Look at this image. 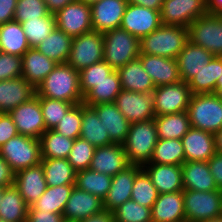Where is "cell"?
<instances>
[{
	"mask_svg": "<svg viewBox=\"0 0 222 222\" xmlns=\"http://www.w3.org/2000/svg\"><path fill=\"white\" fill-rule=\"evenodd\" d=\"M36 96L62 100L74 105L83 103L79 72L67 63L57 64L36 88Z\"/></svg>",
	"mask_w": 222,
	"mask_h": 222,
	"instance_id": "cell-1",
	"label": "cell"
},
{
	"mask_svg": "<svg viewBox=\"0 0 222 222\" xmlns=\"http://www.w3.org/2000/svg\"><path fill=\"white\" fill-rule=\"evenodd\" d=\"M187 41V27L162 24L158 29L140 39V54L177 59Z\"/></svg>",
	"mask_w": 222,
	"mask_h": 222,
	"instance_id": "cell-2",
	"label": "cell"
},
{
	"mask_svg": "<svg viewBox=\"0 0 222 222\" xmlns=\"http://www.w3.org/2000/svg\"><path fill=\"white\" fill-rule=\"evenodd\" d=\"M157 142L158 134L154 119L131 123L123 143L129 163L139 166L149 163Z\"/></svg>",
	"mask_w": 222,
	"mask_h": 222,
	"instance_id": "cell-3",
	"label": "cell"
},
{
	"mask_svg": "<svg viewBox=\"0 0 222 222\" xmlns=\"http://www.w3.org/2000/svg\"><path fill=\"white\" fill-rule=\"evenodd\" d=\"M187 112L192 128L213 134L222 128V99L215 93L192 94Z\"/></svg>",
	"mask_w": 222,
	"mask_h": 222,
	"instance_id": "cell-4",
	"label": "cell"
},
{
	"mask_svg": "<svg viewBox=\"0 0 222 222\" xmlns=\"http://www.w3.org/2000/svg\"><path fill=\"white\" fill-rule=\"evenodd\" d=\"M103 34V61L118 69L139 57V39L122 28H115Z\"/></svg>",
	"mask_w": 222,
	"mask_h": 222,
	"instance_id": "cell-5",
	"label": "cell"
},
{
	"mask_svg": "<svg viewBox=\"0 0 222 222\" xmlns=\"http://www.w3.org/2000/svg\"><path fill=\"white\" fill-rule=\"evenodd\" d=\"M0 155L15 173L41 163L40 140L18 134L0 146Z\"/></svg>",
	"mask_w": 222,
	"mask_h": 222,
	"instance_id": "cell-6",
	"label": "cell"
},
{
	"mask_svg": "<svg viewBox=\"0 0 222 222\" xmlns=\"http://www.w3.org/2000/svg\"><path fill=\"white\" fill-rule=\"evenodd\" d=\"M186 221L201 222L222 216V191L183 190Z\"/></svg>",
	"mask_w": 222,
	"mask_h": 222,
	"instance_id": "cell-7",
	"label": "cell"
},
{
	"mask_svg": "<svg viewBox=\"0 0 222 222\" xmlns=\"http://www.w3.org/2000/svg\"><path fill=\"white\" fill-rule=\"evenodd\" d=\"M188 40L214 56H222V15L205 14L188 27Z\"/></svg>",
	"mask_w": 222,
	"mask_h": 222,
	"instance_id": "cell-8",
	"label": "cell"
},
{
	"mask_svg": "<svg viewBox=\"0 0 222 222\" xmlns=\"http://www.w3.org/2000/svg\"><path fill=\"white\" fill-rule=\"evenodd\" d=\"M104 38L101 32L90 31L72 39L67 64L76 71L103 61Z\"/></svg>",
	"mask_w": 222,
	"mask_h": 222,
	"instance_id": "cell-9",
	"label": "cell"
},
{
	"mask_svg": "<svg viewBox=\"0 0 222 222\" xmlns=\"http://www.w3.org/2000/svg\"><path fill=\"white\" fill-rule=\"evenodd\" d=\"M153 95L154 114L163 116L187 111L192 94L188 84L181 80L174 84L155 87Z\"/></svg>",
	"mask_w": 222,
	"mask_h": 222,
	"instance_id": "cell-10",
	"label": "cell"
},
{
	"mask_svg": "<svg viewBox=\"0 0 222 222\" xmlns=\"http://www.w3.org/2000/svg\"><path fill=\"white\" fill-rule=\"evenodd\" d=\"M205 14L206 0H163L160 19L163 25L188 27Z\"/></svg>",
	"mask_w": 222,
	"mask_h": 222,
	"instance_id": "cell-11",
	"label": "cell"
},
{
	"mask_svg": "<svg viewBox=\"0 0 222 222\" xmlns=\"http://www.w3.org/2000/svg\"><path fill=\"white\" fill-rule=\"evenodd\" d=\"M54 16L56 27L72 38L93 30L91 7L79 0L67 4Z\"/></svg>",
	"mask_w": 222,
	"mask_h": 222,
	"instance_id": "cell-12",
	"label": "cell"
},
{
	"mask_svg": "<svg viewBox=\"0 0 222 222\" xmlns=\"http://www.w3.org/2000/svg\"><path fill=\"white\" fill-rule=\"evenodd\" d=\"M130 123L154 119L153 92H133L122 89L114 102Z\"/></svg>",
	"mask_w": 222,
	"mask_h": 222,
	"instance_id": "cell-13",
	"label": "cell"
},
{
	"mask_svg": "<svg viewBox=\"0 0 222 222\" xmlns=\"http://www.w3.org/2000/svg\"><path fill=\"white\" fill-rule=\"evenodd\" d=\"M18 134L39 139L46 131L41 105L37 96L9 112Z\"/></svg>",
	"mask_w": 222,
	"mask_h": 222,
	"instance_id": "cell-14",
	"label": "cell"
},
{
	"mask_svg": "<svg viewBox=\"0 0 222 222\" xmlns=\"http://www.w3.org/2000/svg\"><path fill=\"white\" fill-rule=\"evenodd\" d=\"M161 25L160 11L128 3L120 28L128 31L140 40Z\"/></svg>",
	"mask_w": 222,
	"mask_h": 222,
	"instance_id": "cell-15",
	"label": "cell"
},
{
	"mask_svg": "<svg viewBox=\"0 0 222 222\" xmlns=\"http://www.w3.org/2000/svg\"><path fill=\"white\" fill-rule=\"evenodd\" d=\"M127 0H101L91 5L93 31L104 33L120 28Z\"/></svg>",
	"mask_w": 222,
	"mask_h": 222,
	"instance_id": "cell-16",
	"label": "cell"
},
{
	"mask_svg": "<svg viewBox=\"0 0 222 222\" xmlns=\"http://www.w3.org/2000/svg\"><path fill=\"white\" fill-rule=\"evenodd\" d=\"M130 165L123 144L112 143L95 148L89 168L114 177Z\"/></svg>",
	"mask_w": 222,
	"mask_h": 222,
	"instance_id": "cell-17",
	"label": "cell"
},
{
	"mask_svg": "<svg viewBox=\"0 0 222 222\" xmlns=\"http://www.w3.org/2000/svg\"><path fill=\"white\" fill-rule=\"evenodd\" d=\"M103 210V200L74 186L63 211L64 221L78 222Z\"/></svg>",
	"mask_w": 222,
	"mask_h": 222,
	"instance_id": "cell-18",
	"label": "cell"
},
{
	"mask_svg": "<svg viewBox=\"0 0 222 222\" xmlns=\"http://www.w3.org/2000/svg\"><path fill=\"white\" fill-rule=\"evenodd\" d=\"M138 58L152 78L155 87L181 81L177 59L149 54H139Z\"/></svg>",
	"mask_w": 222,
	"mask_h": 222,
	"instance_id": "cell-19",
	"label": "cell"
},
{
	"mask_svg": "<svg viewBox=\"0 0 222 222\" xmlns=\"http://www.w3.org/2000/svg\"><path fill=\"white\" fill-rule=\"evenodd\" d=\"M142 169L139 165H130L112 177L111 187L103 200V209L113 211L131 199L135 176Z\"/></svg>",
	"mask_w": 222,
	"mask_h": 222,
	"instance_id": "cell-20",
	"label": "cell"
},
{
	"mask_svg": "<svg viewBox=\"0 0 222 222\" xmlns=\"http://www.w3.org/2000/svg\"><path fill=\"white\" fill-rule=\"evenodd\" d=\"M36 96V88L23 77L0 81V113H9Z\"/></svg>",
	"mask_w": 222,
	"mask_h": 222,
	"instance_id": "cell-21",
	"label": "cell"
},
{
	"mask_svg": "<svg viewBox=\"0 0 222 222\" xmlns=\"http://www.w3.org/2000/svg\"><path fill=\"white\" fill-rule=\"evenodd\" d=\"M142 168L151 178L158 194L183 191L182 166L146 163Z\"/></svg>",
	"mask_w": 222,
	"mask_h": 222,
	"instance_id": "cell-22",
	"label": "cell"
},
{
	"mask_svg": "<svg viewBox=\"0 0 222 222\" xmlns=\"http://www.w3.org/2000/svg\"><path fill=\"white\" fill-rule=\"evenodd\" d=\"M186 161H208L215 153L214 134L190 128L181 139Z\"/></svg>",
	"mask_w": 222,
	"mask_h": 222,
	"instance_id": "cell-23",
	"label": "cell"
},
{
	"mask_svg": "<svg viewBox=\"0 0 222 222\" xmlns=\"http://www.w3.org/2000/svg\"><path fill=\"white\" fill-rule=\"evenodd\" d=\"M14 186L29 207L34 204L47 188L41 163L15 173Z\"/></svg>",
	"mask_w": 222,
	"mask_h": 222,
	"instance_id": "cell-24",
	"label": "cell"
},
{
	"mask_svg": "<svg viewBox=\"0 0 222 222\" xmlns=\"http://www.w3.org/2000/svg\"><path fill=\"white\" fill-rule=\"evenodd\" d=\"M213 57L214 55L211 52L188 40L177 56L181 80L188 83L197 73L208 65Z\"/></svg>",
	"mask_w": 222,
	"mask_h": 222,
	"instance_id": "cell-25",
	"label": "cell"
},
{
	"mask_svg": "<svg viewBox=\"0 0 222 222\" xmlns=\"http://www.w3.org/2000/svg\"><path fill=\"white\" fill-rule=\"evenodd\" d=\"M105 126L113 143L123 144L129 132L130 122L120 112L115 103L91 106Z\"/></svg>",
	"mask_w": 222,
	"mask_h": 222,
	"instance_id": "cell-26",
	"label": "cell"
},
{
	"mask_svg": "<svg viewBox=\"0 0 222 222\" xmlns=\"http://www.w3.org/2000/svg\"><path fill=\"white\" fill-rule=\"evenodd\" d=\"M152 222H184L183 191L158 194L151 209Z\"/></svg>",
	"mask_w": 222,
	"mask_h": 222,
	"instance_id": "cell-27",
	"label": "cell"
},
{
	"mask_svg": "<svg viewBox=\"0 0 222 222\" xmlns=\"http://www.w3.org/2000/svg\"><path fill=\"white\" fill-rule=\"evenodd\" d=\"M181 166L184 190H218L207 161H185Z\"/></svg>",
	"mask_w": 222,
	"mask_h": 222,
	"instance_id": "cell-28",
	"label": "cell"
},
{
	"mask_svg": "<svg viewBox=\"0 0 222 222\" xmlns=\"http://www.w3.org/2000/svg\"><path fill=\"white\" fill-rule=\"evenodd\" d=\"M57 64L36 48H29L22 56V77L37 88Z\"/></svg>",
	"mask_w": 222,
	"mask_h": 222,
	"instance_id": "cell-29",
	"label": "cell"
},
{
	"mask_svg": "<svg viewBox=\"0 0 222 222\" xmlns=\"http://www.w3.org/2000/svg\"><path fill=\"white\" fill-rule=\"evenodd\" d=\"M121 88L133 92H153L154 82L145 71L139 58L128 62L125 66L117 69Z\"/></svg>",
	"mask_w": 222,
	"mask_h": 222,
	"instance_id": "cell-30",
	"label": "cell"
},
{
	"mask_svg": "<svg viewBox=\"0 0 222 222\" xmlns=\"http://www.w3.org/2000/svg\"><path fill=\"white\" fill-rule=\"evenodd\" d=\"M80 137L84 140H87L95 148L107 146L113 143L110 140L109 134L103 123L100 121L96 111L84 103H82Z\"/></svg>",
	"mask_w": 222,
	"mask_h": 222,
	"instance_id": "cell-31",
	"label": "cell"
},
{
	"mask_svg": "<svg viewBox=\"0 0 222 222\" xmlns=\"http://www.w3.org/2000/svg\"><path fill=\"white\" fill-rule=\"evenodd\" d=\"M72 37L57 27L35 48L58 64L67 63L71 51Z\"/></svg>",
	"mask_w": 222,
	"mask_h": 222,
	"instance_id": "cell-32",
	"label": "cell"
},
{
	"mask_svg": "<svg viewBox=\"0 0 222 222\" xmlns=\"http://www.w3.org/2000/svg\"><path fill=\"white\" fill-rule=\"evenodd\" d=\"M29 48L19 22L13 20L0 25V52L22 57Z\"/></svg>",
	"mask_w": 222,
	"mask_h": 222,
	"instance_id": "cell-33",
	"label": "cell"
},
{
	"mask_svg": "<svg viewBox=\"0 0 222 222\" xmlns=\"http://www.w3.org/2000/svg\"><path fill=\"white\" fill-rule=\"evenodd\" d=\"M41 165L47 186L75 185L77 171L67 159L41 158Z\"/></svg>",
	"mask_w": 222,
	"mask_h": 222,
	"instance_id": "cell-34",
	"label": "cell"
},
{
	"mask_svg": "<svg viewBox=\"0 0 222 222\" xmlns=\"http://www.w3.org/2000/svg\"><path fill=\"white\" fill-rule=\"evenodd\" d=\"M121 82L118 71L115 69L105 79L96 85L84 96L83 103L89 107L96 104L114 103L121 92Z\"/></svg>",
	"mask_w": 222,
	"mask_h": 222,
	"instance_id": "cell-35",
	"label": "cell"
},
{
	"mask_svg": "<svg viewBox=\"0 0 222 222\" xmlns=\"http://www.w3.org/2000/svg\"><path fill=\"white\" fill-rule=\"evenodd\" d=\"M75 185L47 186L46 191L32 204L28 211H46L63 214Z\"/></svg>",
	"mask_w": 222,
	"mask_h": 222,
	"instance_id": "cell-36",
	"label": "cell"
},
{
	"mask_svg": "<svg viewBox=\"0 0 222 222\" xmlns=\"http://www.w3.org/2000/svg\"><path fill=\"white\" fill-rule=\"evenodd\" d=\"M29 206L14 186L3 188L0 218L5 222H26Z\"/></svg>",
	"mask_w": 222,
	"mask_h": 222,
	"instance_id": "cell-37",
	"label": "cell"
},
{
	"mask_svg": "<svg viewBox=\"0 0 222 222\" xmlns=\"http://www.w3.org/2000/svg\"><path fill=\"white\" fill-rule=\"evenodd\" d=\"M158 139H182L191 128L187 111L155 116Z\"/></svg>",
	"mask_w": 222,
	"mask_h": 222,
	"instance_id": "cell-38",
	"label": "cell"
},
{
	"mask_svg": "<svg viewBox=\"0 0 222 222\" xmlns=\"http://www.w3.org/2000/svg\"><path fill=\"white\" fill-rule=\"evenodd\" d=\"M221 75L222 56H214L208 65L187 83L191 94L215 93Z\"/></svg>",
	"mask_w": 222,
	"mask_h": 222,
	"instance_id": "cell-39",
	"label": "cell"
},
{
	"mask_svg": "<svg viewBox=\"0 0 222 222\" xmlns=\"http://www.w3.org/2000/svg\"><path fill=\"white\" fill-rule=\"evenodd\" d=\"M40 140L41 158L67 159L74 139L65 137L53 129L46 130Z\"/></svg>",
	"mask_w": 222,
	"mask_h": 222,
	"instance_id": "cell-40",
	"label": "cell"
},
{
	"mask_svg": "<svg viewBox=\"0 0 222 222\" xmlns=\"http://www.w3.org/2000/svg\"><path fill=\"white\" fill-rule=\"evenodd\" d=\"M112 177L90 168L77 171L75 187L104 200L111 187Z\"/></svg>",
	"mask_w": 222,
	"mask_h": 222,
	"instance_id": "cell-41",
	"label": "cell"
},
{
	"mask_svg": "<svg viewBox=\"0 0 222 222\" xmlns=\"http://www.w3.org/2000/svg\"><path fill=\"white\" fill-rule=\"evenodd\" d=\"M185 161L181 139H158L149 163L181 166Z\"/></svg>",
	"mask_w": 222,
	"mask_h": 222,
	"instance_id": "cell-42",
	"label": "cell"
},
{
	"mask_svg": "<svg viewBox=\"0 0 222 222\" xmlns=\"http://www.w3.org/2000/svg\"><path fill=\"white\" fill-rule=\"evenodd\" d=\"M24 30L30 48H35L56 28L55 16L49 13L47 16L20 23Z\"/></svg>",
	"mask_w": 222,
	"mask_h": 222,
	"instance_id": "cell-43",
	"label": "cell"
},
{
	"mask_svg": "<svg viewBox=\"0 0 222 222\" xmlns=\"http://www.w3.org/2000/svg\"><path fill=\"white\" fill-rule=\"evenodd\" d=\"M157 197L156 187L147 172L142 168L135 176L131 199L142 206L152 209Z\"/></svg>",
	"mask_w": 222,
	"mask_h": 222,
	"instance_id": "cell-44",
	"label": "cell"
},
{
	"mask_svg": "<svg viewBox=\"0 0 222 222\" xmlns=\"http://www.w3.org/2000/svg\"><path fill=\"white\" fill-rule=\"evenodd\" d=\"M46 130L53 129L65 114L74 106L73 103L38 97Z\"/></svg>",
	"mask_w": 222,
	"mask_h": 222,
	"instance_id": "cell-45",
	"label": "cell"
},
{
	"mask_svg": "<svg viewBox=\"0 0 222 222\" xmlns=\"http://www.w3.org/2000/svg\"><path fill=\"white\" fill-rule=\"evenodd\" d=\"M115 222H152L151 208L130 199L113 210Z\"/></svg>",
	"mask_w": 222,
	"mask_h": 222,
	"instance_id": "cell-46",
	"label": "cell"
},
{
	"mask_svg": "<svg viewBox=\"0 0 222 222\" xmlns=\"http://www.w3.org/2000/svg\"><path fill=\"white\" fill-rule=\"evenodd\" d=\"M115 69L112 68L107 62L101 61L92 64L79 72V87L83 97L96 85V83L105 79Z\"/></svg>",
	"mask_w": 222,
	"mask_h": 222,
	"instance_id": "cell-47",
	"label": "cell"
},
{
	"mask_svg": "<svg viewBox=\"0 0 222 222\" xmlns=\"http://www.w3.org/2000/svg\"><path fill=\"white\" fill-rule=\"evenodd\" d=\"M95 147L81 137L75 139L67 158L76 171L88 169L94 155Z\"/></svg>",
	"mask_w": 222,
	"mask_h": 222,
	"instance_id": "cell-48",
	"label": "cell"
},
{
	"mask_svg": "<svg viewBox=\"0 0 222 222\" xmlns=\"http://www.w3.org/2000/svg\"><path fill=\"white\" fill-rule=\"evenodd\" d=\"M82 103L74 105L58 124L53 128L59 134L71 139H77L81 133Z\"/></svg>",
	"mask_w": 222,
	"mask_h": 222,
	"instance_id": "cell-49",
	"label": "cell"
},
{
	"mask_svg": "<svg viewBox=\"0 0 222 222\" xmlns=\"http://www.w3.org/2000/svg\"><path fill=\"white\" fill-rule=\"evenodd\" d=\"M49 13L44 0H18L14 21L26 22L29 19L33 20L47 16Z\"/></svg>",
	"mask_w": 222,
	"mask_h": 222,
	"instance_id": "cell-50",
	"label": "cell"
},
{
	"mask_svg": "<svg viewBox=\"0 0 222 222\" xmlns=\"http://www.w3.org/2000/svg\"><path fill=\"white\" fill-rule=\"evenodd\" d=\"M22 77V57L0 52V81Z\"/></svg>",
	"mask_w": 222,
	"mask_h": 222,
	"instance_id": "cell-51",
	"label": "cell"
},
{
	"mask_svg": "<svg viewBox=\"0 0 222 222\" xmlns=\"http://www.w3.org/2000/svg\"><path fill=\"white\" fill-rule=\"evenodd\" d=\"M17 135L16 126L9 113H0V146Z\"/></svg>",
	"mask_w": 222,
	"mask_h": 222,
	"instance_id": "cell-52",
	"label": "cell"
},
{
	"mask_svg": "<svg viewBox=\"0 0 222 222\" xmlns=\"http://www.w3.org/2000/svg\"><path fill=\"white\" fill-rule=\"evenodd\" d=\"M63 214L46 211H28L26 222H63Z\"/></svg>",
	"mask_w": 222,
	"mask_h": 222,
	"instance_id": "cell-53",
	"label": "cell"
},
{
	"mask_svg": "<svg viewBox=\"0 0 222 222\" xmlns=\"http://www.w3.org/2000/svg\"><path fill=\"white\" fill-rule=\"evenodd\" d=\"M207 163L218 190L222 191V154L215 153Z\"/></svg>",
	"mask_w": 222,
	"mask_h": 222,
	"instance_id": "cell-54",
	"label": "cell"
},
{
	"mask_svg": "<svg viewBox=\"0 0 222 222\" xmlns=\"http://www.w3.org/2000/svg\"><path fill=\"white\" fill-rule=\"evenodd\" d=\"M15 172L0 155V187L7 188L14 185Z\"/></svg>",
	"mask_w": 222,
	"mask_h": 222,
	"instance_id": "cell-55",
	"label": "cell"
},
{
	"mask_svg": "<svg viewBox=\"0 0 222 222\" xmlns=\"http://www.w3.org/2000/svg\"><path fill=\"white\" fill-rule=\"evenodd\" d=\"M18 0H0V25L14 20Z\"/></svg>",
	"mask_w": 222,
	"mask_h": 222,
	"instance_id": "cell-56",
	"label": "cell"
},
{
	"mask_svg": "<svg viewBox=\"0 0 222 222\" xmlns=\"http://www.w3.org/2000/svg\"><path fill=\"white\" fill-rule=\"evenodd\" d=\"M78 222H115V220L113 217V211L103 209L100 213L94 214Z\"/></svg>",
	"mask_w": 222,
	"mask_h": 222,
	"instance_id": "cell-57",
	"label": "cell"
},
{
	"mask_svg": "<svg viewBox=\"0 0 222 222\" xmlns=\"http://www.w3.org/2000/svg\"><path fill=\"white\" fill-rule=\"evenodd\" d=\"M128 3L143 6L155 11H160L163 5V0H127Z\"/></svg>",
	"mask_w": 222,
	"mask_h": 222,
	"instance_id": "cell-58",
	"label": "cell"
},
{
	"mask_svg": "<svg viewBox=\"0 0 222 222\" xmlns=\"http://www.w3.org/2000/svg\"><path fill=\"white\" fill-rule=\"evenodd\" d=\"M47 5L48 11L55 14L60 9L64 8L67 4L75 0H44Z\"/></svg>",
	"mask_w": 222,
	"mask_h": 222,
	"instance_id": "cell-59",
	"label": "cell"
},
{
	"mask_svg": "<svg viewBox=\"0 0 222 222\" xmlns=\"http://www.w3.org/2000/svg\"><path fill=\"white\" fill-rule=\"evenodd\" d=\"M208 14L222 15V0H206Z\"/></svg>",
	"mask_w": 222,
	"mask_h": 222,
	"instance_id": "cell-60",
	"label": "cell"
},
{
	"mask_svg": "<svg viewBox=\"0 0 222 222\" xmlns=\"http://www.w3.org/2000/svg\"><path fill=\"white\" fill-rule=\"evenodd\" d=\"M216 153L222 154V128L214 133Z\"/></svg>",
	"mask_w": 222,
	"mask_h": 222,
	"instance_id": "cell-61",
	"label": "cell"
},
{
	"mask_svg": "<svg viewBox=\"0 0 222 222\" xmlns=\"http://www.w3.org/2000/svg\"><path fill=\"white\" fill-rule=\"evenodd\" d=\"M215 94H217L222 99V75L217 81Z\"/></svg>",
	"mask_w": 222,
	"mask_h": 222,
	"instance_id": "cell-62",
	"label": "cell"
},
{
	"mask_svg": "<svg viewBox=\"0 0 222 222\" xmlns=\"http://www.w3.org/2000/svg\"><path fill=\"white\" fill-rule=\"evenodd\" d=\"M201 222H222V216L212 218V219H209V220H204V221H201Z\"/></svg>",
	"mask_w": 222,
	"mask_h": 222,
	"instance_id": "cell-63",
	"label": "cell"
},
{
	"mask_svg": "<svg viewBox=\"0 0 222 222\" xmlns=\"http://www.w3.org/2000/svg\"><path fill=\"white\" fill-rule=\"evenodd\" d=\"M79 1L84 2L85 4H88L89 6H91L94 3H97L98 1H101V0H79Z\"/></svg>",
	"mask_w": 222,
	"mask_h": 222,
	"instance_id": "cell-64",
	"label": "cell"
},
{
	"mask_svg": "<svg viewBox=\"0 0 222 222\" xmlns=\"http://www.w3.org/2000/svg\"><path fill=\"white\" fill-rule=\"evenodd\" d=\"M2 196H3V188L0 187V202L2 200Z\"/></svg>",
	"mask_w": 222,
	"mask_h": 222,
	"instance_id": "cell-65",
	"label": "cell"
}]
</instances>
